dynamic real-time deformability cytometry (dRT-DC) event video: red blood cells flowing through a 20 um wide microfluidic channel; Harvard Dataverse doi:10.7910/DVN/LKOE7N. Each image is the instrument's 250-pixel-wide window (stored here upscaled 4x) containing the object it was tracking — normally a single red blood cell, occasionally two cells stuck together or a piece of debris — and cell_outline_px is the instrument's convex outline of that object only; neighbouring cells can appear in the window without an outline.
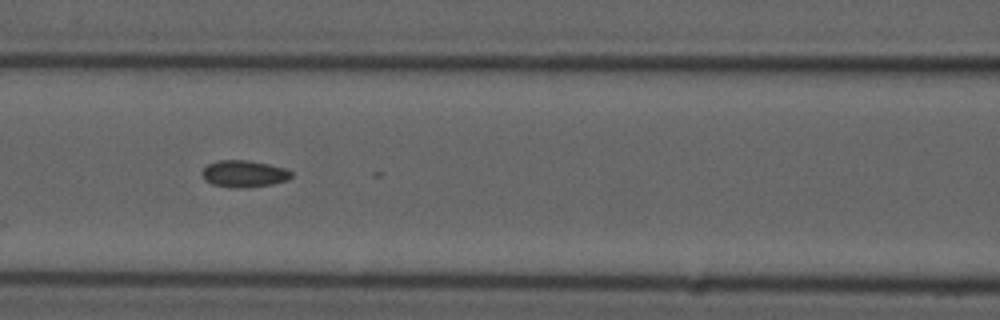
{"species": "common noctule bat (a hibernating species)", "species_latin": "Nyctalus noctula", "temperature_condition": "cold", "stored_images_in_passage": 9, "camera_frame_rate_fps": 3000, "um_per_image_px": 0.085, "animal": {"sex": "male", "forearm_length_mm": 52.5}, "frame": {"image": 1, "passage_image": 6, "time_ms": 6.0, "image_size_px": [1000, 320], "cell_outline_px": [[292, 176], [288, 180], [272, 184], [244, 188], [236, 188], [212, 184], [204, 180], [200, 172], [208, 164], [220, 160], [244, 160], [268, 164], [284, 168], [292, 172]], "centroid_in_image_um": [20.72, 14.78], "position_along_channel_um": 145.9, "area_um2": 13.93}}
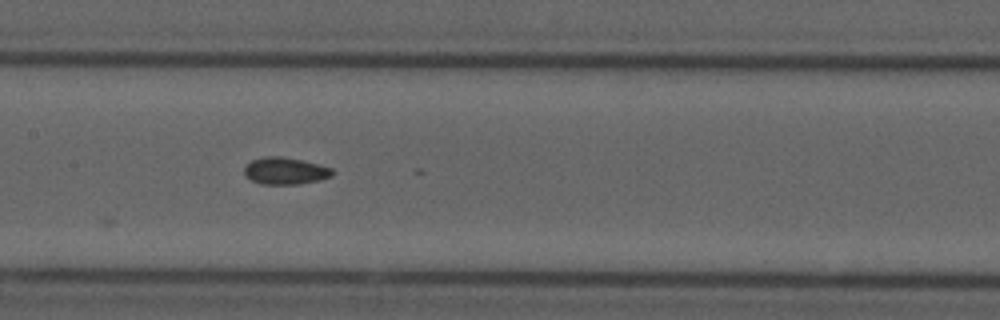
{"frame": {"image": 2, "passage_image": 7, "time_ms": 7.0, "image_size_px": [1000, 320], "cell_outline_px": [[332, 176], [320, 180], [300, 184], [260, 184], [244, 176], [244, 168], [252, 160], [264, 156], [280, 156], [300, 160], [332, 168]], "centroid_in_image_um": [24.21, 14.53], "position_along_channel_um": 183.2, "area_um2": 13.76}}